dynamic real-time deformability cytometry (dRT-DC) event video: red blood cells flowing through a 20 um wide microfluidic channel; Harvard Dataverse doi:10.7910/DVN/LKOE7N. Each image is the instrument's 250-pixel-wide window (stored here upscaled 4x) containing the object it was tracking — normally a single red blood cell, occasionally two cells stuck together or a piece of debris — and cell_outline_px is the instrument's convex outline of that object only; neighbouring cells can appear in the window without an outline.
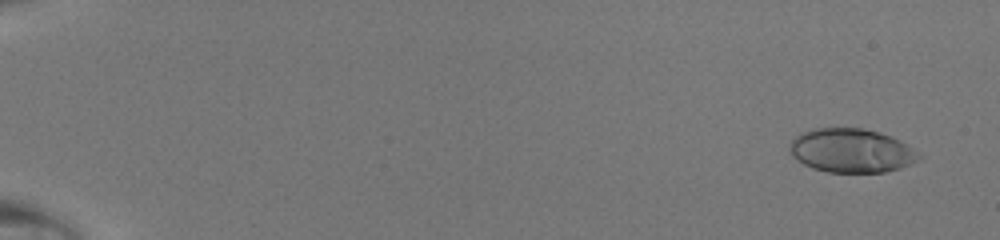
{"species": "human", "species_latin": "Homo sapiens", "temperature_condition": "room temperature", "stored_images_in_passage": 49, "camera_frame_rate_fps": 3000, "um_per_image_px": 0.085, "donor": {"sex": "male"}, "frame": {"image": 1, "passage_image": 3, "time_ms": 0.667, "image_size_px": [1000, 240], "cell_outline_px": [[924, 156], [920, 160], [900, 168], [884, 172], [828, 172], [812, 168], [804, 164], [792, 156], [788, 148], [792, 140], [800, 132], [812, 128], [864, 128], [880, 132], [900, 140], [920, 152]], "centroid_in_image_um": [72.39, 12.79], "position_along_channel_um": 12.6, "area_um2": 33.41}}
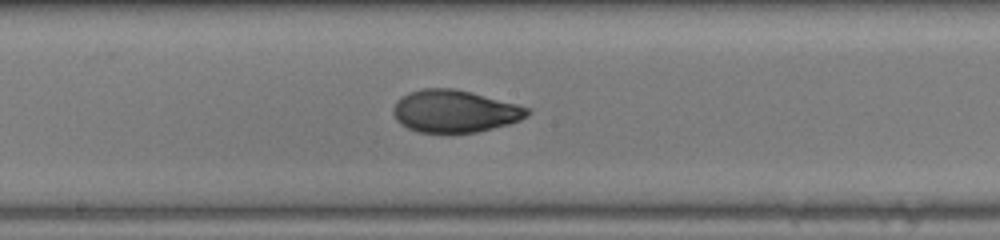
{"frame": {"image": 2, "passage_image": 29, "time_ms": 9.333, "image_size_px": [1000, 240], "cell_outline_px": [[532, 112], [528, 116], [520, 120], [508, 124], [476, 132], [416, 132], [400, 124], [396, 120], [392, 112], [392, 108], [396, 100], [400, 96], [408, 92], [424, 88], [456, 88], [472, 92], [532, 108]], "centroid_in_image_um": [38.63, 9.44], "position_along_channel_um": 209.6, "area_um2": 33.41}}
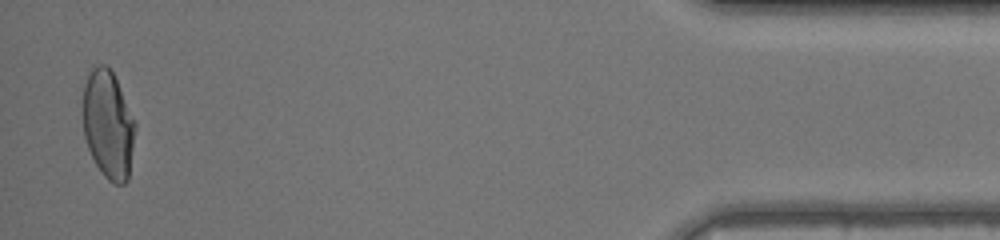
{"frame": {"image": 3, "passage_image": 48, "time_ms": 15.667, "image_size_px": [1000, 240], "cell_outline_px": [[136, 128], [128, 180], [124, 184], [116, 184], [108, 180], [104, 176], [96, 164], [88, 148], [84, 136], [84, 84], [92, 68], [100, 64], [104, 64], [112, 72], [116, 80], [136, 124]], "centroid_in_image_um": [9.21, 10.63], "position_along_channel_um": 426.0, "area_um2": 32.48}}